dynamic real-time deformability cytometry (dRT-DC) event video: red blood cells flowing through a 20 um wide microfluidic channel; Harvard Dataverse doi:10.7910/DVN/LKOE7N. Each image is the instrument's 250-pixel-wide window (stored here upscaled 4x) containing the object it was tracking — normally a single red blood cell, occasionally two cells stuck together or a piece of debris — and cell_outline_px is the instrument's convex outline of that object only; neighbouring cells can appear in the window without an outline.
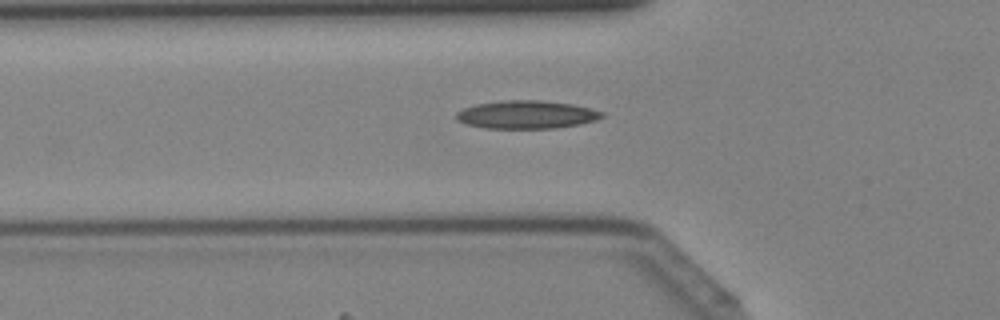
{"species": "Egyptian fruit bat (a non-hibernating species)", "species_latin": "Rousettus aegyptiacus", "temperature_condition": "cold", "stored_images_in_passage": 34, "camera_frame_rate_fps": 3000, "um_per_image_px": 0.085, "animal": {"sex": "female"}, "frame": {"image": 1, "passage_image": 6, "time_ms": 1.667, "image_size_px": [1000, 320], "cell_outline_px": [[604, 116], [596, 120], [580, 124], [552, 128], [488, 128], [464, 124], [456, 120], [456, 112], [464, 108], [476, 104], [504, 100], [540, 100], [572, 104], [604, 112]], "centroid_in_image_um": [44.73, 9.74], "position_along_channel_um": 81.1, "area_um2": 23.76}}
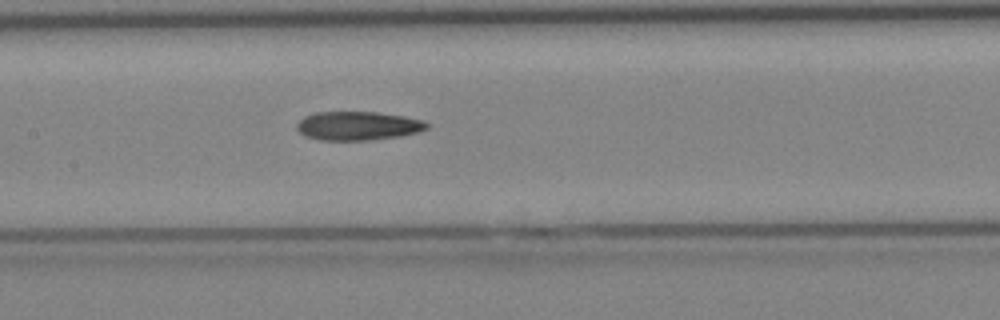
{"frame": {"image": 2, "passage_image": 12, "time_ms": 3.667, "image_size_px": [1000, 320], "cell_outline_px": [[432, 124], [428, 128], [420, 132], [400, 136], [372, 140], [320, 140], [304, 136], [296, 128], [296, 124], [304, 116], [316, 112], [376, 112], [404, 116], [424, 120]], "centroid_in_image_um": [30.46, 10.7], "position_along_channel_um": 176.9, "area_um2": 22.08}}
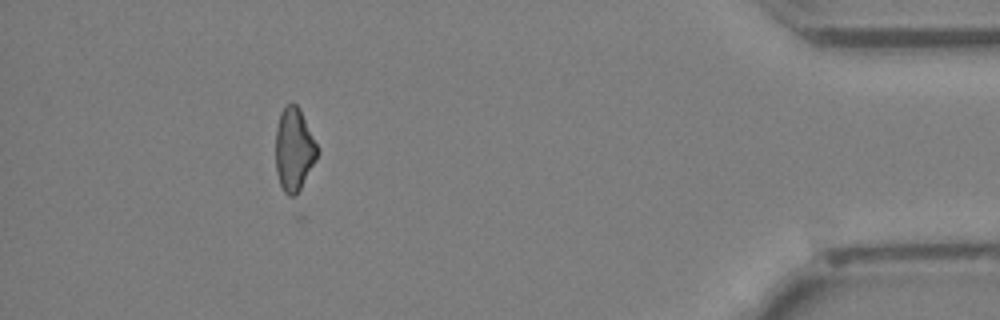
{"frame": {"image": 3, "passage_image": 30, "time_ms": 9.667, "image_size_px": [1000, 320], "cell_outline_px": [[320, 152], [316, 160], [300, 188], [292, 196], [288, 196], [284, 192], [280, 184], [276, 172], [276, 128], [280, 112], [288, 104], [296, 104], [300, 108], [320, 148]], "centroid_in_image_um": [25.01, 12.67], "position_along_channel_um": 410.2, "area_um2": 20.29}}